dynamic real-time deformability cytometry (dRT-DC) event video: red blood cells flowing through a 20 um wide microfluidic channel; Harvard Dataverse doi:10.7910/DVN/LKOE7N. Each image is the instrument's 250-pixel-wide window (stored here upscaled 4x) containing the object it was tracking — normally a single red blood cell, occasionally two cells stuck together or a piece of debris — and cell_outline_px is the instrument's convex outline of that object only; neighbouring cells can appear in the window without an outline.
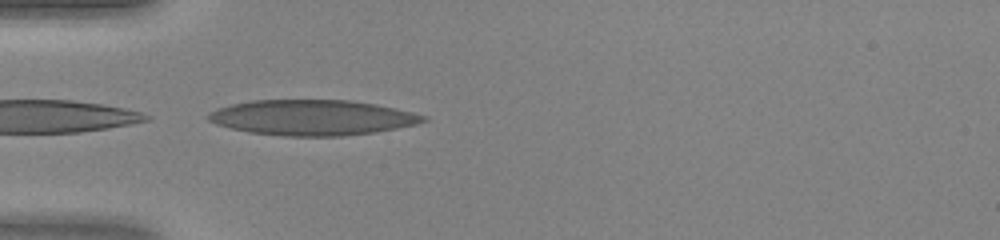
{"species": "human", "species_latin": "Homo sapiens", "temperature_condition": "warm", "stored_images_in_passage": 33, "camera_frame_rate_fps": 3000, "um_per_image_px": 0.085, "donor": {"sex": "female"}, "frame": {"image": 1, "passage_image": 1, "time_ms": 0.0, "image_size_px": [1000, 240], "cell_outline_px": [[428, 120], [416, 124], [396, 128], [372, 132], [344, 136], [284, 136], [248, 132], [216, 124], [208, 120], [204, 116], [208, 112], [216, 108], [232, 104], [252, 100], [348, 100], [376, 104], [396, 108], [428, 116]], "centroid_in_image_um": [26.51, 9.99], "position_along_channel_um": 58.5, "area_um2": 44.45}}
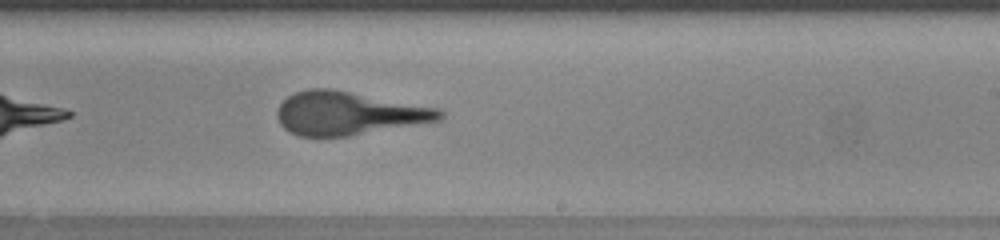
{"frame": {"image": 2, "passage_image": 15, "time_ms": 4.667, "image_size_px": [1000, 240], "cell_outline_px": [[444, 116], [440, 120], [348, 136], [300, 136], [288, 132], [280, 124], [276, 116], [276, 112], [280, 104], [288, 96], [296, 92], [308, 88], [328, 88], [440, 108], [444, 112]], "centroid_in_image_um": [29.59, 9.63], "position_along_channel_um": 259.4, "area_um2": 40.81}}